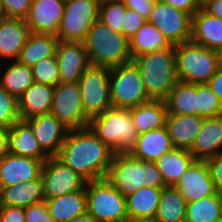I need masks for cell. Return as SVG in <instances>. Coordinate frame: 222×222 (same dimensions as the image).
<instances>
[{
  "label": "cell",
  "mask_w": 222,
  "mask_h": 222,
  "mask_svg": "<svg viewBox=\"0 0 222 222\" xmlns=\"http://www.w3.org/2000/svg\"><path fill=\"white\" fill-rule=\"evenodd\" d=\"M114 153L85 127L68 132L56 157L88 182L106 178Z\"/></svg>",
  "instance_id": "obj_1"
},
{
  "label": "cell",
  "mask_w": 222,
  "mask_h": 222,
  "mask_svg": "<svg viewBox=\"0 0 222 222\" xmlns=\"http://www.w3.org/2000/svg\"><path fill=\"white\" fill-rule=\"evenodd\" d=\"M106 179L127 197L141 187H166L155 162L139 160L130 153H114Z\"/></svg>",
  "instance_id": "obj_2"
},
{
  "label": "cell",
  "mask_w": 222,
  "mask_h": 222,
  "mask_svg": "<svg viewBox=\"0 0 222 222\" xmlns=\"http://www.w3.org/2000/svg\"><path fill=\"white\" fill-rule=\"evenodd\" d=\"M139 69L145 90L152 100H165L177 83L175 46L132 58Z\"/></svg>",
  "instance_id": "obj_3"
},
{
  "label": "cell",
  "mask_w": 222,
  "mask_h": 222,
  "mask_svg": "<svg viewBox=\"0 0 222 222\" xmlns=\"http://www.w3.org/2000/svg\"><path fill=\"white\" fill-rule=\"evenodd\" d=\"M83 44L93 66L112 68L132 61L130 41L100 20L89 29Z\"/></svg>",
  "instance_id": "obj_4"
},
{
  "label": "cell",
  "mask_w": 222,
  "mask_h": 222,
  "mask_svg": "<svg viewBox=\"0 0 222 222\" xmlns=\"http://www.w3.org/2000/svg\"><path fill=\"white\" fill-rule=\"evenodd\" d=\"M88 127L115 153H129L138 138L129 108L111 107L90 118Z\"/></svg>",
  "instance_id": "obj_5"
},
{
  "label": "cell",
  "mask_w": 222,
  "mask_h": 222,
  "mask_svg": "<svg viewBox=\"0 0 222 222\" xmlns=\"http://www.w3.org/2000/svg\"><path fill=\"white\" fill-rule=\"evenodd\" d=\"M178 79L193 84H207L220 67L217 50L191 40L175 45Z\"/></svg>",
  "instance_id": "obj_6"
},
{
  "label": "cell",
  "mask_w": 222,
  "mask_h": 222,
  "mask_svg": "<svg viewBox=\"0 0 222 222\" xmlns=\"http://www.w3.org/2000/svg\"><path fill=\"white\" fill-rule=\"evenodd\" d=\"M87 212L98 222H127L126 197L106 178L88 181L85 185Z\"/></svg>",
  "instance_id": "obj_7"
},
{
  "label": "cell",
  "mask_w": 222,
  "mask_h": 222,
  "mask_svg": "<svg viewBox=\"0 0 222 222\" xmlns=\"http://www.w3.org/2000/svg\"><path fill=\"white\" fill-rule=\"evenodd\" d=\"M110 92L112 105L117 108L137 107L152 100L133 61L110 68Z\"/></svg>",
  "instance_id": "obj_8"
},
{
  "label": "cell",
  "mask_w": 222,
  "mask_h": 222,
  "mask_svg": "<svg viewBox=\"0 0 222 222\" xmlns=\"http://www.w3.org/2000/svg\"><path fill=\"white\" fill-rule=\"evenodd\" d=\"M82 106L90 119L113 107L110 92V68L90 65L78 80Z\"/></svg>",
  "instance_id": "obj_9"
},
{
  "label": "cell",
  "mask_w": 222,
  "mask_h": 222,
  "mask_svg": "<svg viewBox=\"0 0 222 222\" xmlns=\"http://www.w3.org/2000/svg\"><path fill=\"white\" fill-rule=\"evenodd\" d=\"M101 0H67L56 37L59 41L83 42L92 25L99 20Z\"/></svg>",
  "instance_id": "obj_10"
},
{
  "label": "cell",
  "mask_w": 222,
  "mask_h": 222,
  "mask_svg": "<svg viewBox=\"0 0 222 222\" xmlns=\"http://www.w3.org/2000/svg\"><path fill=\"white\" fill-rule=\"evenodd\" d=\"M50 114L70 130L88 127L89 118L85 115L77 82L59 83L54 87Z\"/></svg>",
  "instance_id": "obj_11"
},
{
  "label": "cell",
  "mask_w": 222,
  "mask_h": 222,
  "mask_svg": "<svg viewBox=\"0 0 222 222\" xmlns=\"http://www.w3.org/2000/svg\"><path fill=\"white\" fill-rule=\"evenodd\" d=\"M41 178L45 200L84 190L87 182L56 156L43 163Z\"/></svg>",
  "instance_id": "obj_12"
},
{
  "label": "cell",
  "mask_w": 222,
  "mask_h": 222,
  "mask_svg": "<svg viewBox=\"0 0 222 222\" xmlns=\"http://www.w3.org/2000/svg\"><path fill=\"white\" fill-rule=\"evenodd\" d=\"M151 22L171 45H178L191 39L192 16L160 0H156Z\"/></svg>",
  "instance_id": "obj_13"
},
{
  "label": "cell",
  "mask_w": 222,
  "mask_h": 222,
  "mask_svg": "<svg viewBox=\"0 0 222 222\" xmlns=\"http://www.w3.org/2000/svg\"><path fill=\"white\" fill-rule=\"evenodd\" d=\"M174 187L187 203L217 193L208 164L203 160H194Z\"/></svg>",
  "instance_id": "obj_14"
},
{
  "label": "cell",
  "mask_w": 222,
  "mask_h": 222,
  "mask_svg": "<svg viewBox=\"0 0 222 222\" xmlns=\"http://www.w3.org/2000/svg\"><path fill=\"white\" fill-rule=\"evenodd\" d=\"M33 130L41 150L48 156H57L70 131L52 114L37 115L25 120Z\"/></svg>",
  "instance_id": "obj_15"
},
{
  "label": "cell",
  "mask_w": 222,
  "mask_h": 222,
  "mask_svg": "<svg viewBox=\"0 0 222 222\" xmlns=\"http://www.w3.org/2000/svg\"><path fill=\"white\" fill-rule=\"evenodd\" d=\"M64 0H32L25 22L31 33L57 35L64 14Z\"/></svg>",
  "instance_id": "obj_16"
},
{
  "label": "cell",
  "mask_w": 222,
  "mask_h": 222,
  "mask_svg": "<svg viewBox=\"0 0 222 222\" xmlns=\"http://www.w3.org/2000/svg\"><path fill=\"white\" fill-rule=\"evenodd\" d=\"M59 83H76L91 65L83 42L59 41L56 50Z\"/></svg>",
  "instance_id": "obj_17"
},
{
  "label": "cell",
  "mask_w": 222,
  "mask_h": 222,
  "mask_svg": "<svg viewBox=\"0 0 222 222\" xmlns=\"http://www.w3.org/2000/svg\"><path fill=\"white\" fill-rule=\"evenodd\" d=\"M43 162L8 152L0 159V187L25 183L41 176Z\"/></svg>",
  "instance_id": "obj_18"
},
{
  "label": "cell",
  "mask_w": 222,
  "mask_h": 222,
  "mask_svg": "<svg viewBox=\"0 0 222 222\" xmlns=\"http://www.w3.org/2000/svg\"><path fill=\"white\" fill-rule=\"evenodd\" d=\"M30 35L31 30L25 19H3L0 22V63L17 60Z\"/></svg>",
  "instance_id": "obj_19"
},
{
  "label": "cell",
  "mask_w": 222,
  "mask_h": 222,
  "mask_svg": "<svg viewBox=\"0 0 222 222\" xmlns=\"http://www.w3.org/2000/svg\"><path fill=\"white\" fill-rule=\"evenodd\" d=\"M195 160H203L222 153V115L204 118L201 131L188 150Z\"/></svg>",
  "instance_id": "obj_20"
},
{
  "label": "cell",
  "mask_w": 222,
  "mask_h": 222,
  "mask_svg": "<svg viewBox=\"0 0 222 222\" xmlns=\"http://www.w3.org/2000/svg\"><path fill=\"white\" fill-rule=\"evenodd\" d=\"M172 140L166 126L138 134L135 146L129 152L139 160L155 162L165 153L172 151Z\"/></svg>",
  "instance_id": "obj_21"
},
{
  "label": "cell",
  "mask_w": 222,
  "mask_h": 222,
  "mask_svg": "<svg viewBox=\"0 0 222 222\" xmlns=\"http://www.w3.org/2000/svg\"><path fill=\"white\" fill-rule=\"evenodd\" d=\"M190 40L219 51L222 48V19L200 8L192 16Z\"/></svg>",
  "instance_id": "obj_22"
},
{
  "label": "cell",
  "mask_w": 222,
  "mask_h": 222,
  "mask_svg": "<svg viewBox=\"0 0 222 222\" xmlns=\"http://www.w3.org/2000/svg\"><path fill=\"white\" fill-rule=\"evenodd\" d=\"M204 118L199 115L167 114L165 126L173 146L189 150L201 131Z\"/></svg>",
  "instance_id": "obj_23"
},
{
  "label": "cell",
  "mask_w": 222,
  "mask_h": 222,
  "mask_svg": "<svg viewBox=\"0 0 222 222\" xmlns=\"http://www.w3.org/2000/svg\"><path fill=\"white\" fill-rule=\"evenodd\" d=\"M53 93L54 87L34 82L17 100L20 120L49 114Z\"/></svg>",
  "instance_id": "obj_24"
},
{
  "label": "cell",
  "mask_w": 222,
  "mask_h": 222,
  "mask_svg": "<svg viewBox=\"0 0 222 222\" xmlns=\"http://www.w3.org/2000/svg\"><path fill=\"white\" fill-rule=\"evenodd\" d=\"M8 150L10 153L41 160L49 158L40 148L33 130L25 120L17 121L9 128Z\"/></svg>",
  "instance_id": "obj_25"
},
{
  "label": "cell",
  "mask_w": 222,
  "mask_h": 222,
  "mask_svg": "<svg viewBox=\"0 0 222 222\" xmlns=\"http://www.w3.org/2000/svg\"><path fill=\"white\" fill-rule=\"evenodd\" d=\"M45 200L41 176L25 183L0 187V206L26 208Z\"/></svg>",
  "instance_id": "obj_26"
},
{
  "label": "cell",
  "mask_w": 222,
  "mask_h": 222,
  "mask_svg": "<svg viewBox=\"0 0 222 222\" xmlns=\"http://www.w3.org/2000/svg\"><path fill=\"white\" fill-rule=\"evenodd\" d=\"M55 222H66L87 212L86 190L75 191L45 200Z\"/></svg>",
  "instance_id": "obj_27"
},
{
  "label": "cell",
  "mask_w": 222,
  "mask_h": 222,
  "mask_svg": "<svg viewBox=\"0 0 222 222\" xmlns=\"http://www.w3.org/2000/svg\"><path fill=\"white\" fill-rule=\"evenodd\" d=\"M129 109L138 134L162 128L166 124L168 111L165 100H150Z\"/></svg>",
  "instance_id": "obj_28"
},
{
  "label": "cell",
  "mask_w": 222,
  "mask_h": 222,
  "mask_svg": "<svg viewBox=\"0 0 222 222\" xmlns=\"http://www.w3.org/2000/svg\"><path fill=\"white\" fill-rule=\"evenodd\" d=\"M163 187H141L126 197L129 220L154 219Z\"/></svg>",
  "instance_id": "obj_29"
},
{
  "label": "cell",
  "mask_w": 222,
  "mask_h": 222,
  "mask_svg": "<svg viewBox=\"0 0 222 222\" xmlns=\"http://www.w3.org/2000/svg\"><path fill=\"white\" fill-rule=\"evenodd\" d=\"M34 83L32 68L15 61L0 63V84L17 100Z\"/></svg>",
  "instance_id": "obj_30"
},
{
  "label": "cell",
  "mask_w": 222,
  "mask_h": 222,
  "mask_svg": "<svg viewBox=\"0 0 222 222\" xmlns=\"http://www.w3.org/2000/svg\"><path fill=\"white\" fill-rule=\"evenodd\" d=\"M58 43L59 39L55 35L31 33L17 61L32 67L42 59L55 56Z\"/></svg>",
  "instance_id": "obj_31"
},
{
  "label": "cell",
  "mask_w": 222,
  "mask_h": 222,
  "mask_svg": "<svg viewBox=\"0 0 222 222\" xmlns=\"http://www.w3.org/2000/svg\"><path fill=\"white\" fill-rule=\"evenodd\" d=\"M194 160L188 150L174 148L157 159L155 164L162 174L165 186H175Z\"/></svg>",
  "instance_id": "obj_32"
},
{
  "label": "cell",
  "mask_w": 222,
  "mask_h": 222,
  "mask_svg": "<svg viewBox=\"0 0 222 222\" xmlns=\"http://www.w3.org/2000/svg\"><path fill=\"white\" fill-rule=\"evenodd\" d=\"M165 102L168 114L197 115V84L178 80Z\"/></svg>",
  "instance_id": "obj_33"
},
{
  "label": "cell",
  "mask_w": 222,
  "mask_h": 222,
  "mask_svg": "<svg viewBox=\"0 0 222 222\" xmlns=\"http://www.w3.org/2000/svg\"><path fill=\"white\" fill-rule=\"evenodd\" d=\"M129 41L132 58L148 52L162 51L172 46L165 36L149 21H146Z\"/></svg>",
  "instance_id": "obj_34"
},
{
  "label": "cell",
  "mask_w": 222,
  "mask_h": 222,
  "mask_svg": "<svg viewBox=\"0 0 222 222\" xmlns=\"http://www.w3.org/2000/svg\"><path fill=\"white\" fill-rule=\"evenodd\" d=\"M187 202L174 186L163 187L155 220L185 222Z\"/></svg>",
  "instance_id": "obj_35"
},
{
  "label": "cell",
  "mask_w": 222,
  "mask_h": 222,
  "mask_svg": "<svg viewBox=\"0 0 222 222\" xmlns=\"http://www.w3.org/2000/svg\"><path fill=\"white\" fill-rule=\"evenodd\" d=\"M222 219V195H209L187 203L185 222H212Z\"/></svg>",
  "instance_id": "obj_36"
},
{
  "label": "cell",
  "mask_w": 222,
  "mask_h": 222,
  "mask_svg": "<svg viewBox=\"0 0 222 222\" xmlns=\"http://www.w3.org/2000/svg\"><path fill=\"white\" fill-rule=\"evenodd\" d=\"M127 7L122 0H101L99 20L115 33H122V24Z\"/></svg>",
  "instance_id": "obj_37"
},
{
  "label": "cell",
  "mask_w": 222,
  "mask_h": 222,
  "mask_svg": "<svg viewBox=\"0 0 222 222\" xmlns=\"http://www.w3.org/2000/svg\"><path fill=\"white\" fill-rule=\"evenodd\" d=\"M197 115L205 118L222 115V102L207 84H197Z\"/></svg>",
  "instance_id": "obj_38"
},
{
  "label": "cell",
  "mask_w": 222,
  "mask_h": 222,
  "mask_svg": "<svg viewBox=\"0 0 222 222\" xmlns=\"http://www.w3.org/2000/svg\"><path fill=\"white\" fill-rule=\"evenodd\" d=\"M31 68L34 82L52 87L59 84L60 73L56 55L38 61Z\"/></svg>",
  "instance_id": "obj_39"
},
{
  "label": "cell",
  "mask_w": 222,
  "mask_h": 222,
  "mask_svg": "<svg viewBox=\"0 0 222 222\" xmlns=\"http://www.w3.org/2000/svg\"><path fill=\"white\" fill-rule=\"evenodd\" d=\"M19 120L17 99L0 84V127L10 128Z\"/></svg>",
  "instance_id": "obj_40"
},
{
  "label": "cell",
  "mask_w": 222,
  "mask_h": 222,
  "mask_svg": "<svg viewBox=\"0 0 222 222\" xmlns=\"http://www.w3.org/2000/svg\"><path fill=\"white\" fill-rule=\"evenodd\" d=\"M7 18L25 19L32 0H1Z\"/></svg>",
  "instance_id": "obj_41"
},
{
  "label": "cell",
  "mask_w": 222,
  "mask_h": 222,
  "mask_svg": "<svg viewBox=\"0 0 222 222\" xmlns=\"http://www.w3.org/2000/svg\"><path fill=\"white\" fill-rule=\"evenodd\" d=\"M146 21L147 20L144 19L138 12L127 8L122 24V34L128 40H131L135 33L144 25Z\"/></svg>",
  "instance_id": "obj_42"
},
{
  "label": "cell",
  "mask_w": 222,
  "mask_h": 222,
  "mask_svg": "<svg viewBox=\"0 0 222 222\" xmlns=\"http://www.w3.org/2000/svg\"><path fill=\"white\" fill-rule=\"evenodd\" d=\"M25 222H55L50 216L45 200L24 208Z\"/></svg>",
  "instance_id": "obj_43"
},
{
  "label": "cell",
  "mask_w": 222,
  "mask_h": 222,
  "mask_svg": "<svg viewBox=\"0 0 222 222\" xmlns=\"http://www.w3.org/2000/svg\"><path fill=\"white\" fill-rule=\"evenodd\" d=\"M217 193L222 195V153L206 160Z\"/></svg>",
  "instance_id": "obj_44"
},
{
  "label": "cell",
  "mask_w": 222,
  "mask_h": 222,
  "mask_svg": "<svg viewBox=\"0 0 222 222\" xmlns=\"http://www.w3.org/2000/svg\"><path fill=\"white\" fill-rule=\"evenodd\" d=\"M129 9L138 12L147 21L151 17V12L156 0H122Z\"/></svg>",
  "instance_id": "obj_45"
},
{
  "label": "cell",
  "mask_w": 222,
  "mask_h": 222,
  "mask_svg": "<svg viewBox=\"0 0 222 222\" xmlns=\"http://www.w3.org/2000/svg\"><path fill=\"white\" fill-rule=\"evenodd\" d=\"M0 222H25L24 208L0 206Z\"/></svg>",
  "instance_id": "obj_46"
},
{
  "label": "cell",
  "mask_w": 222,
  "mask_h": 222,
  "mask_svg": "<svg viewBox=\"0 0 222 222\" xmlns=\"http://www.w3.org/2000/svg\"><path fill=\"white\" fill-rule=\"evenodd\" d=\"M176 9L185 11L193 16L199 9L200 6L198 5L196 0H160Z\"/></svg>",
  "instance_id": "obj_47"
},
{
  "label": "cell",
  "mask_w": 222,
  "mask_h": 222,
  "mask_svg": "<svg viewBox=\"0 0 222 222\" xmlns=\"http://www.w3.org/2000/svg\"><path fill=\"white\" fill-rule=\"evenodd\" d=\"M207 85L222 102V67L218 68L214 76L208 81Z\"/></svg>",
  "instance_id": "obj_48"
},
{
  "label": "cell",
  "mask_w": 222,
  "mask_h": 222,
  "mask_svg": "<svg viewBox=\"0 0 222 222\" xmlns=\"http://www.w3.org/2000/svg\"><path fill=\"white\" fill-rule=\"evenodd\" d=\"M202 8L209 14L222 19V0H211Z\"/></svg>",
  "instance_id": "obj_49"
},
{
  "label": "cell",
  "mask_w": 222,
  "mask_h": 222,
  "mask_svg": "<svg viewBox=\"0 0 222 222\" xmlns=\"http://www.w3.org/2000/svg\"><path fill=\"white\" fill-rule=\"evenodd\" d=\"M8 140H9V128L0 127V159L9 152Z\"/></svg>",
  "instance_id": "obj_50"
},
{
  "label": "cell",
  "mask_w": 222,
  "mask_h": 222,
  "mask_svg": "<svg viewBox=\"0 0 222 222\" xmlns=\"http://www.w3.org/2000/svg\"><path fill=\"white\" fill-rule=\"evenodd\" d=\"M66 222H98V221L88 212H86L83 215L77 216L76 218L68 220Z\"/></svg>",
  "instance_id": "obj_51"
},
{
  "label": "cell",
  "mask_w": 222,
  "mask_h": 222,
  "mask_svg": "<svg viewBox=\"0 0 222 222\" xmlns=\"http://www.w3.org/2000/svg\"><path fill=\"white\" fill-rule=\"evenodd\" d=\"M127 222H157L155 219H133Z\"/></svg>",
  "instance_id": "obj_52"
},
{
  "label": "cell",
  "mask_w": 222,
  "mask_h": 222,
  "mask_svg": "<svg viewBox=\"0 0 222 222\" xmlns=\"http://www.w3.org/2000/svg\"><path fill=\"white\" fill-rule=\"evenodd\" d=\"M6 18V15H5V12L3 10V6H2V3H1V0H0V22Z\"/></svg>",
  "instance_id": "obj_53"
},
{
  "label": "cell",
  "mask_w": 222,
  "mask_h": 222,
  "mask_svg": "<svg viewBox=\"0 0 222 222\" xmlns=\"http://www.w3.org/2000/svg\"><path fill=\"white\" fill-rule=\"evenodd\" d=\"M200 8H202L204 5H206L211 0H196Z\"/></svg>",
  "instance_id": "obj_54"
},
{
  "label": "cell",
  "mask_w": 222,
  "mask_h": 222,
  "mask_svg": "<svg viewBox=\"0 0 222 222\" xmlns=\"http://www.w3.org/2000/svg\"><path fill=\"white\" fill-rule=\"evenodd\" d=\"M220 67H222V48L218 51Z\"/></svg>",
  "instance_id": "obj_55"
},
{
  "label": "cell",
  "mask_w": 222,
  "mask_h": 222,
  "mask_svg": "<svg viewBox=\"0 0 222 222\" xmlns=\"http://www.w3.org/2000/svg\"><path fill=\"white\" fill-rule=\"evenodd\" d=\"M212 222H222V219L216 220V221H212Z\"/></svg>",
  "instance_id": "obj_56"
}]
</instances>
